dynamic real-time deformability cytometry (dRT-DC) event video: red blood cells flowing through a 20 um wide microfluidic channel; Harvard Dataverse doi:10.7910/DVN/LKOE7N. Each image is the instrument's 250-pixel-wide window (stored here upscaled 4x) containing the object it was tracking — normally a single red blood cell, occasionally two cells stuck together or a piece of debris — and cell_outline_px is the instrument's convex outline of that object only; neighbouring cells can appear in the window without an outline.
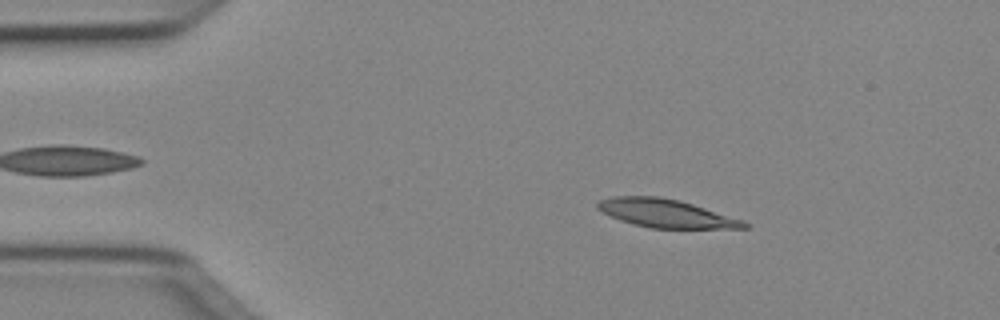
{"species": "Egyptian fruit bat (a non-hibernating species)", "species_latin": "Rousettus aegyptiacus", "temperature_condition": "cold", "stored_images_in_passage": 49, "camera_frame_rate_fps": 3000, "um_per_image_px": 0.085, "animal": {"sex": "female"}, "frame": {"image": 1, "passage_image": 7, "time_ms": 2.0, "image_size_px": [1000, 320], "cell_outline_px": [[752, 228], [652, 228], [632, 224], [620, 220], [596, 208], [596, 204], [600, 200], [612, 196], [660, 196], [680, 200], [744, 220], [752, 224]], "centroid_in_image_um": [56.65, 18.13], "position_along_channel_um": 28.3, "area_um2": 24.22}}
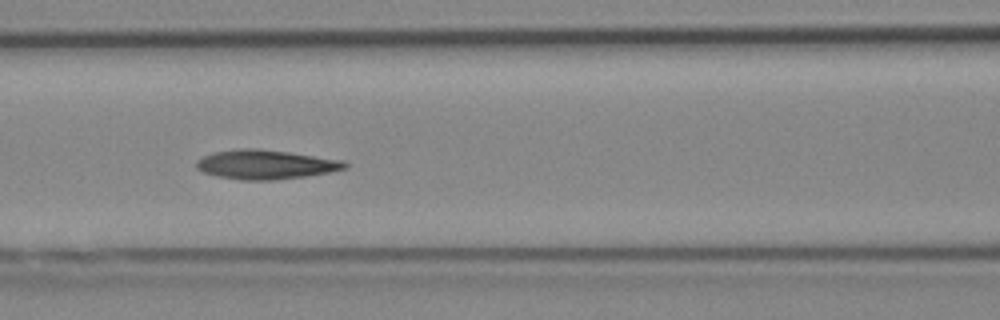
{"frame": {"image": 2, "passage_image": 20, "time_ms": 6.333, "image_size_px": [1000, 320], "cell_outline_px": [[348, 168], [328, 172], [304, 176], [272, 180], [240, 180], [216, 176], [204, 172], [196, 168], [196, 160], [212, 152], [236, 148], [256, 148], [288, 152], [344, 160], [348, 164]], "centroid_in_image_um": [22.55, 13.97], "position_along_channel_um": 144.1, "area_um2": 25.37}}
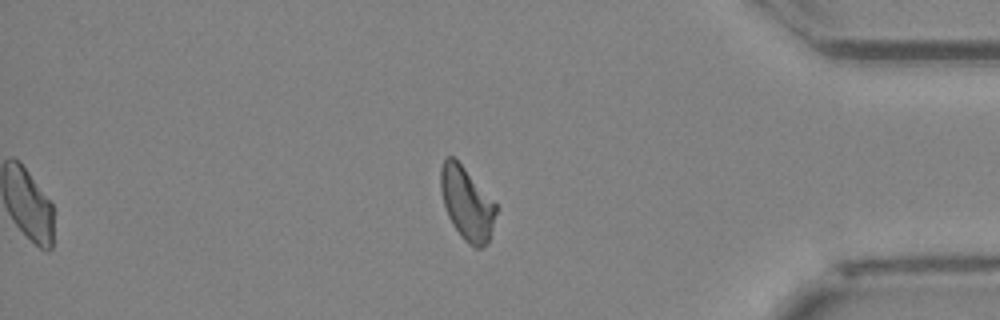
{"frame": {"image": 3, "passage_image": 41, "time_ms": 13.333, "image_size_px": [1000, 320], "cell_outline_px": [[496, 212], [488, 240], [484, 248], [476, 248], [468, 244], [460, 236], [452, 224], [448, 216], [444, 204], [440, 188], [440, 168], [444, 156], [452, 156], [464, 168], [496, 204]], "centroid_in_image_um": [39.64, 17.3], "position_along_channel_um": 395.6, "area_um2": 23.18}, "authors_computed_cell_mechanics": {"area_um2": 24.3338, "velocity_mm_per_s": 4.008, "shape_relaxation_time_tau1_ms": null, "shape_relaxation_time_tau2_ms": 3.5195, "deformation_change_tau1": null, "deformation_change_tau2": 0.1144}}